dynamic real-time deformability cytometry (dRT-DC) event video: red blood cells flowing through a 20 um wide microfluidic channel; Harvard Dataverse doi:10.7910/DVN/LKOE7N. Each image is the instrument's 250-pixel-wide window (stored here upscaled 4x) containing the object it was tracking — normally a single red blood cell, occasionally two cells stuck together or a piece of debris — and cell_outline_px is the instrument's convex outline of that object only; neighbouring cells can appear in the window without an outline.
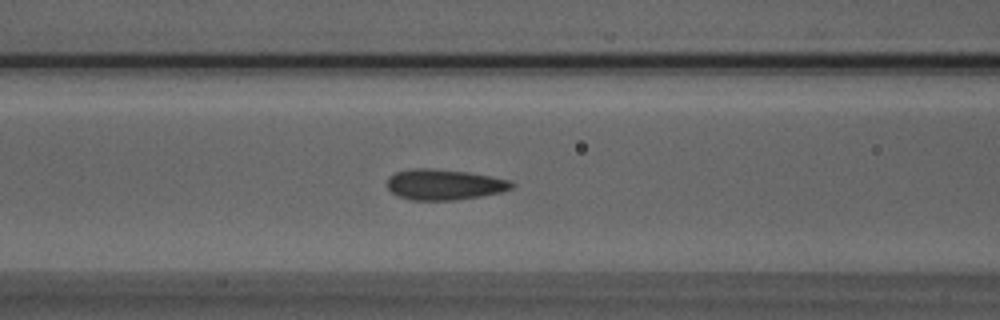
{"species": "Egyptian fruit bat (a non-hibernating species)", "species_latin": "Rousettus aegyptiacus", "temperature_condition": "room temperature", "stored_images_in_passage": 41, "segment_of_instrument_passage": [1, 2], "camera_frame_rate_fps": 3000, "um_per_image_px": 0.085, "animal": {"sex": "male"}, "frame": {"image": 1, "passage_image": 9, "time_ms": 2.667, "image_size_px": [1000, 320], "cell_outline_px": [[516, 184], [512, 188], [500, 192], [480, 196], [456, 200], [412, 200], [396, 196], [388, 188], [388, 176], [396, 172], [416, 168], [428, 168], [468, 172], [492, 176], [508, 180]], "centroid_in_image_um": [37.75, 15.69], "position_along_channel_um": 128.9, "area_um2": 22.2}}
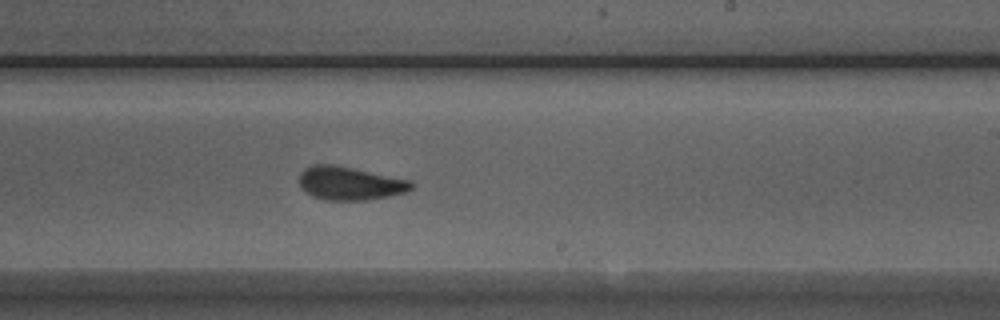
{"frame": {"image": 2, "passage_image": 19, "time_ms": 6.0, "image_size_px": [1000, 320], "cell_outline_px": [[412, 188], [408, 192], [368, 200], [328, 200], [312, 196], [304, 192], [300, 188], [300, 172], [304, 168], [312, 164], [336, 164], [408, 180], [412, 184]], "centroid_in_image_um": [29.68, 15.58], "position_along_channel_um": 259.3, "area_um2": 21.85}}
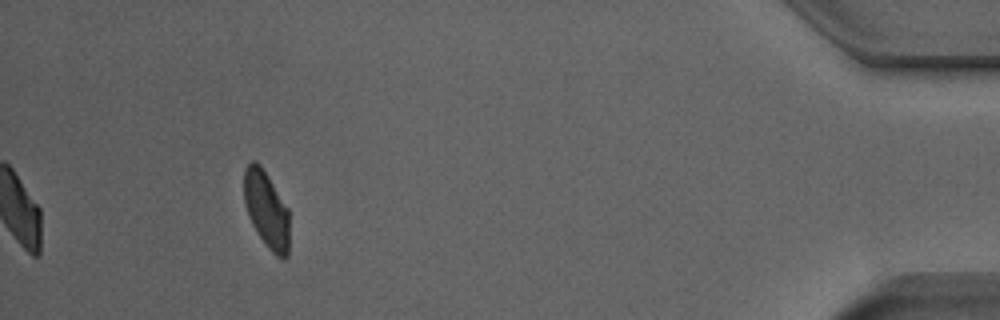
{"frame": {"image": 3, "passage_image": 36, "time_ms": 11.667, "image_size_px": [1000, 320], "cell_outline_px": [[288, 256], [284, 260], [280, 260], [268, 248], [256, 232], [248, 216], [244, 204], [244, 168], [252, 160], [256, 160], [260, 164], [268, 176], [288, 208]], "centroid_in_image_um": [22.63, 17.82], "position_along_channel_um": 412.6, "area_um2": 20.46}}